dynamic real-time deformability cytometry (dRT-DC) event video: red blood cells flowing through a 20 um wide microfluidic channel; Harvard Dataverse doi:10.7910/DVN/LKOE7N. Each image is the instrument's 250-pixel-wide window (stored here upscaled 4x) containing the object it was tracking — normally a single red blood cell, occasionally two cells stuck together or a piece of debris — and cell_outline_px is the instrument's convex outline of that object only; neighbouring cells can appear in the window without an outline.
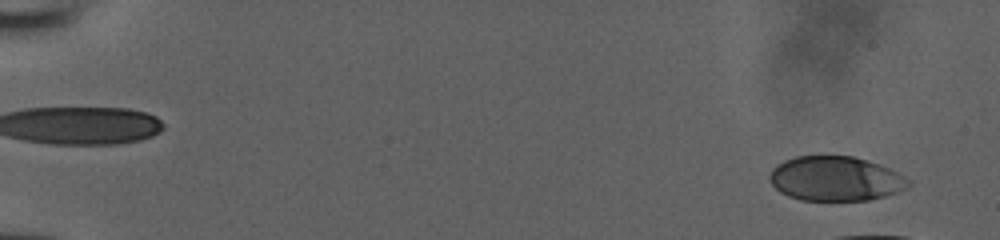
{"species": "human", "species_latin": "Homo sapiens", "temperature_condition": "room temperature", "stored_images_in_passage": 13, "camera_frame_rate_fps": 3000, "um_per_image_px": 0.085, "donor": {"sex": "male"}, "frame": {"image": 1, "passage_image": 3, "time_ms": 0.667, "image_size_px": [1000, 240], "cell_outline_px": [[912, 184], [908, 188], [884, 196], [868, 200], [800, 200], [788, 196], [780, 192], [772, 184], [768, 176], [772, 168], [776, 164], [784, 160], [796, 156], [852, 156], [888, 168], [904, 176]], "centroid_in_image_um": [70.98, 15.19], "position_along_channel_um": 14.0, "area_um2": 35.89}}